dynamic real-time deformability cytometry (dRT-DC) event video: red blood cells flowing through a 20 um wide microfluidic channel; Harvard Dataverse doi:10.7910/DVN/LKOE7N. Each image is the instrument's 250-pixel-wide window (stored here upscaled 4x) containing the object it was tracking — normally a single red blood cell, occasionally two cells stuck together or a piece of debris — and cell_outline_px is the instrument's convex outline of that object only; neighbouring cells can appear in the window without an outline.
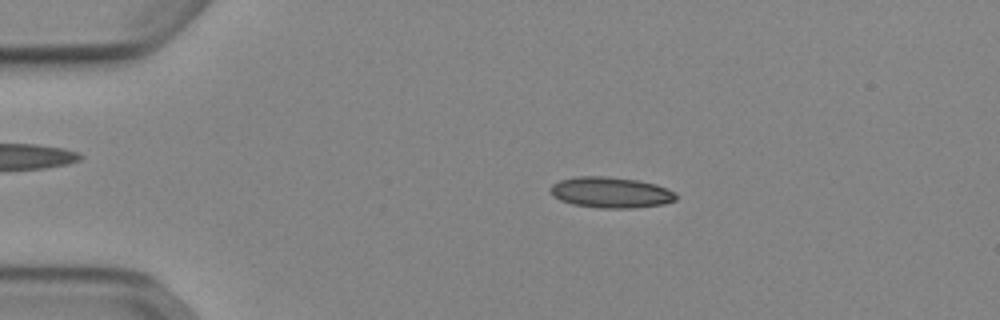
{"species": "Egyptian fruit bat (a non-hibernating species)", "species_latin": "Rousettus aegyptiacus", "temperature_condition": "cold", "stored_images_in_passage": 47, "camera_frame_rate_fps": 3000, "um_per_image_px": 0.085, "animal": {"sex": "female"}, "frame": {"image": 1, "passage_image": 6, "time_ms": 1.667, "image_size_px": [1000, 320], "cell_outline_px": [[676, 200], [664, 204], [632, 208], [600, 208], [572, 204], [560, 200], [552, 196], [548, 188], [552, 184], [560, 180], [576, 176], [608, 176], [636, 180], [656, 184], [668, 188], [676, 192]], "centroid_in_image_um": [51.9, 16.35], "position_along_channel_um": 33.1, "area_um2": 22.83}}
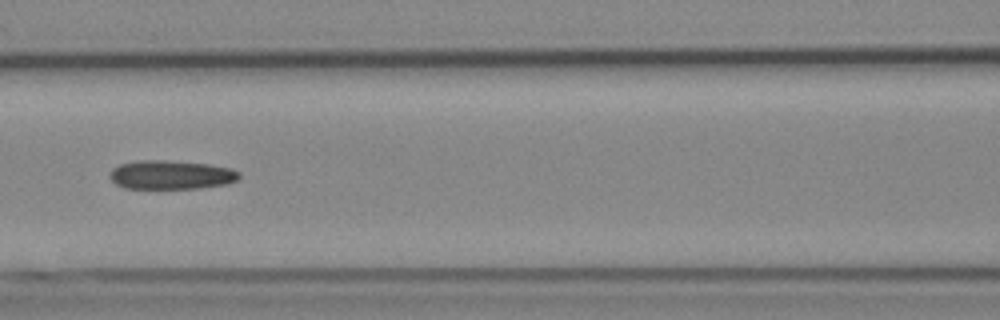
{"frame": {"image": 2, "passage_image": 19, "time_ms": 6.0, "image_size_px": [1000, 320], "cell_outline_px": [[240, 176], [236, 180], [228, 184], [200, 188], [124, 188], [116, 184], [108, 176], [112, 168], [120, 164], [136, 160], [164, 160], [208, 164], [232, 168], [240, 172]], "centroid_in_image_um": [14.54, 14.85], "position_along_channel_um": 152.1, "area_um2": 21.91}}
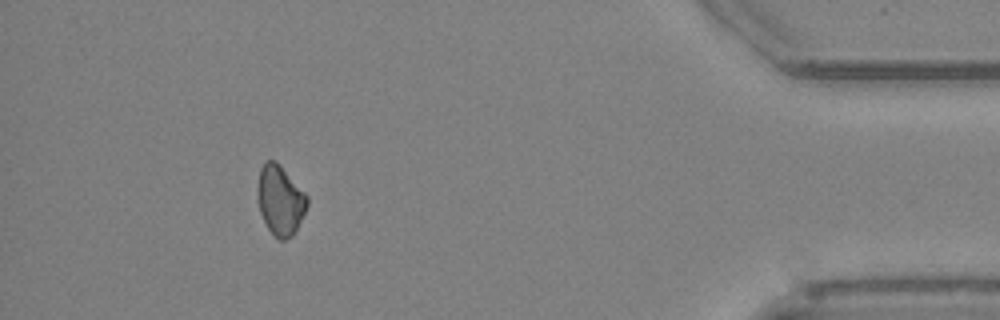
{"frame": {"image": 3, "passage_image": 43, "time_ms": 14.0, "image_size_px": [1000, 320], "cell_outline_px": [[308, 204], [292, 236], [284, 240], [280, 240], [268, 228], [260, 212], [256, 196], [256, 192], [260, 168], [264, 160], [276, 160], [308, 196]], "centroid_in_image_um": [23.79, 16.97], "position_along_channel_um": 411.4, "area_um2": 20.06}}